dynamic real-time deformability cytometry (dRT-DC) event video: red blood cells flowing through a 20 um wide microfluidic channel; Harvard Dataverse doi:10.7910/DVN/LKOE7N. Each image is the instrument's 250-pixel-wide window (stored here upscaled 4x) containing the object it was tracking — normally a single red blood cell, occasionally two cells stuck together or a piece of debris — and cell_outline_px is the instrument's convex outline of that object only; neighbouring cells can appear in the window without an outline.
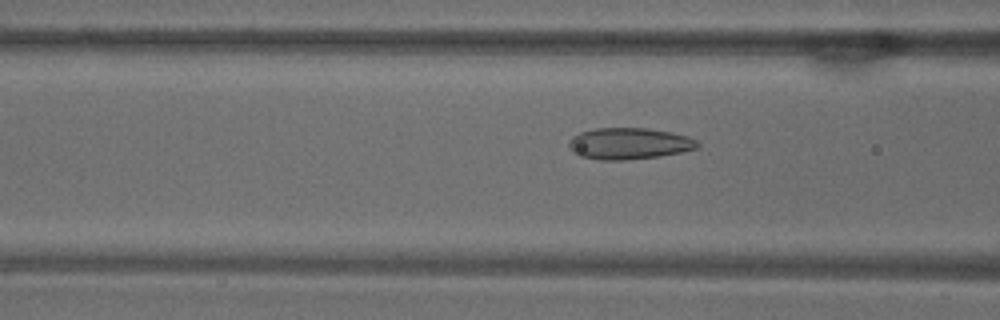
{"species": "common noctule bat (a hibernating species)", "species_latin": "Nyctalus noctula", "temperature_condition": "warm", "stored_images_in_passage": 54, "camera_frame_rate_fps": 3000, "um_per_image_px": 0.085, "animal": {"sex": "male", "body_mass_g": 18.8}, "frame": {"image": 1, "passage_image": 21, "time_ms": 6.667, "image_size_px": [1000, 320], "cell_outline_px": [[700, 144], [696, 148], [680, 152], [660, 156], [624, 160], [600, 160], [580, 156], [572, 152], [568, 148], [568, 140], [572, 136], [580, 132], [596, 128], [644, 128], [672, 132], [688, 136], [696, 140]], "centroid_in_image_um": [53.43, 12.2], "position_along_channel_um": 113.2, "area_um2": 23.7}}
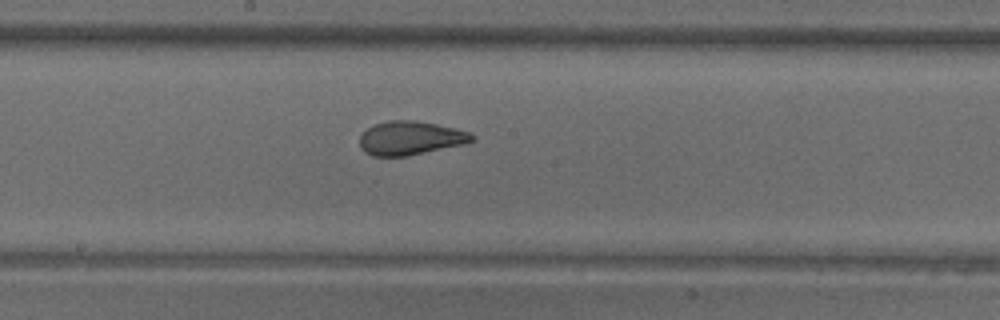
{"frame": {"image": 2, "passage_image": 29, "time_ms": 9.333, "image_size_px": [1000, 320], "cell_outline_px": [[476, 140], [464, 144], [408, 156], [372, 156], [364, 152], [360, 148], [360, 136], [368, 128], [376, 124], [388, 120], [416, 120], [456, 128], [472, 132], [476, 136]], "centroid_in_image_um": [34.93, 11.74], "position_along_channel_um": 213.3, "area_um2": 22.31}}
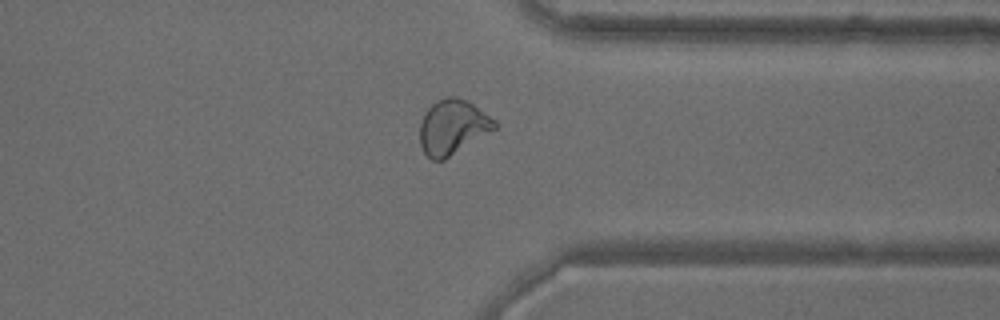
{"frame": {"image": 3, "passage_image": 42, "time_ms": 13.667, "image_size_px": [1000, 320], "cell_outline_px": [[496, 128], [444, 160], [432, 160], [424, 152], [420, 144], [420, 124], [428, 108], [436, 100], [448, 96], [456, 96], [468, 100], [496, 120]], "centroid_in_image_um": [38.47, 10.78], "position_along_channel_um": 372.9, "area_um2": 23.76}, "authors_computed_cell_mechanics": {"area_um2": 24.4783, "velocity_mm_per_s": 3.7547, "shape_relaxation_time_tau1_ms": null, "shape_relaxation_time_tau2_ms": 1.1363, "deformation_change_tau1": null, "deformation_change_tau2": 0.0774}}